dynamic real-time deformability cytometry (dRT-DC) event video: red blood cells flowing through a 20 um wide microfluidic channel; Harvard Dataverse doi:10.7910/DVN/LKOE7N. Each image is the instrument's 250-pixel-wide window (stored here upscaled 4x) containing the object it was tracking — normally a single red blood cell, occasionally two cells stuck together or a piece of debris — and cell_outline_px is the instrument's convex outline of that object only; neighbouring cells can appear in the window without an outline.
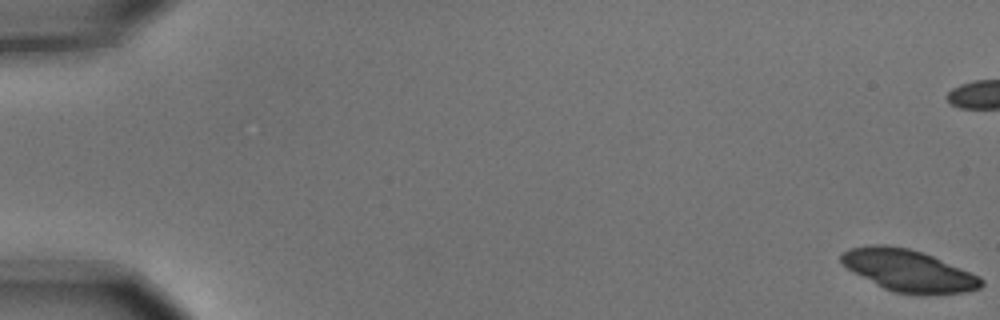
{"species": "common noctule bat (a hibernating species)", "species_latin": "Nyctalus noctula", "temperature_condition": "cold", "stored_images_in_passage": 8, "camera_frame_rate_fps": 3000, "um_per_image_px": 0.085, "animal": {"sex": "male", "body_mass_g": 15.6}, "frame": {"image": 1, "passage_image": 1, "time_ms": 0.0, "image_size_px": [1000, 320], "cell_outline_px": [[984, 284], [980, 288], [964, 292], [920, 296], [892, 292], [876, 284], [848, 268], [840, 260], [840, 256], [848, 248], [868, 244], [888, 244], [908, 248], [924, 252], [980, 276], [984, 280]], "centroid_in_image_um": [77.25, 23.0], "position_along_channel_um": 7.7, "area_um2": 34.45}}
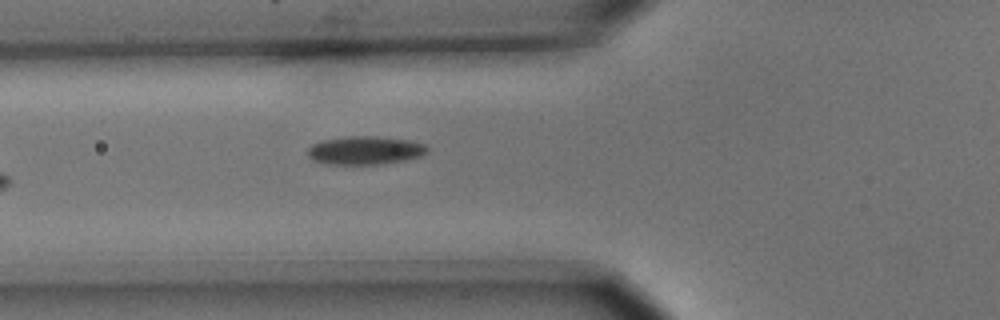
{"frame": {"image": 2, "passage_image": 8, "time_ms": 2.333, "image_size_px": [1000, 320], "cell_outline_px": [[428, 152], [420, 156], [404, 160], [380, 164], [324, 164], [312, 160], [308, 156], [308, 148], [312, 144], [324, 140], [348, 136], [376, 136], [408, 140], [424, 144], [428, 148]], "centroid_in_image_um": [31.01, 12.78], "position_along_channel_um": 94.8, "area_um2": 19.71}}